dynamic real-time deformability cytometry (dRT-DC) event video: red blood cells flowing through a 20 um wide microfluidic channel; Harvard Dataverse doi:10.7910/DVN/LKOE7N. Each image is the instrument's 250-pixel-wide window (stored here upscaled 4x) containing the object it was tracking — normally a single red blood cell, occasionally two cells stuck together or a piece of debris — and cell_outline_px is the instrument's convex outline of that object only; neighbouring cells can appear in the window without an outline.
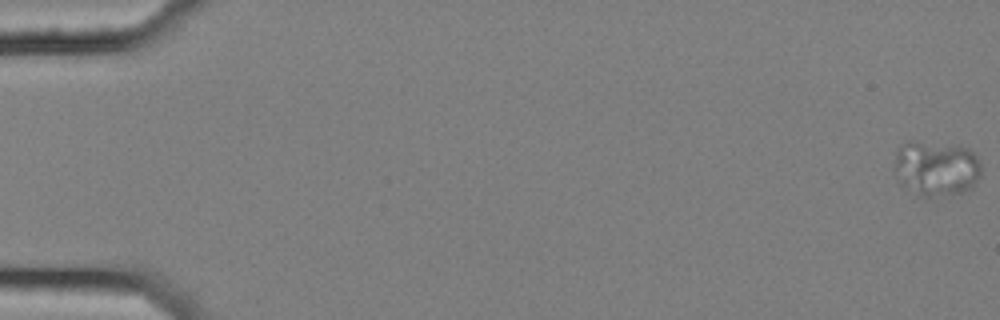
{"species": "common noctule bat (a hibernating species)", "species_latin": "Nyctalus noctula", "temperature_condition": "cold", "stored_images_in_passage": 58, "camera_frame_rate_fps": 3000, "um_per_image_px": 0.085, "animal": {"sex": "female", "body_mass_g": 25.1}, "frame": {"image": 1, "passage_image": 1, "time_ms": 0.0, "image_size_px": [1000, 320], "cell_outline_px": [[980, 176], [968, 188], [960, 192], [932, 196], [916, 196], [900, 184], [892, 168], [896, 148], [900, 144], [908, 140], [968, 148], [976, 156], [980, 164]], "centroid_in_image_um": [79.46, 14.29], "position_along_channel_um": 5.5, "area_um2": 27.98}}
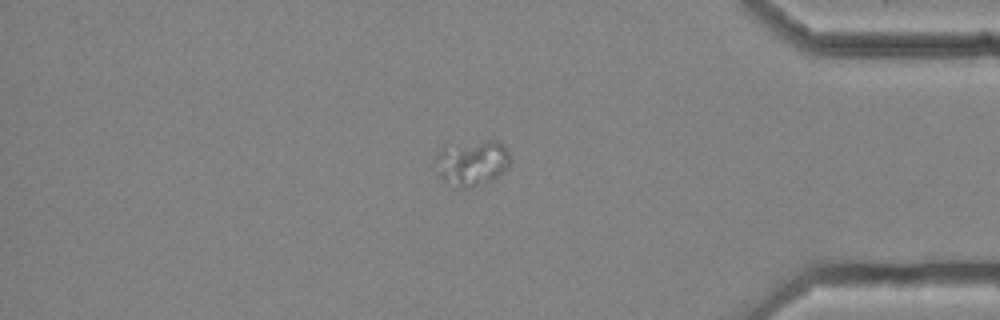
{"frame": {"image": 2, "passage_image": 50, "time_ms": 16.333, "image_size_px": [1000, 320], "cell_outline_px": [[512, 160], [508, 168], [504, 172], [492, 180], [468, 188], [464, 188], [444, 180], [440, 176], [436, 160], [440, 148], [488, 140], [496, 140], [508, 152]], "centroid_in_image_um": [40.19, 13.85], "position_along_channel_um": 395.0, "area_um2": 19.19}}
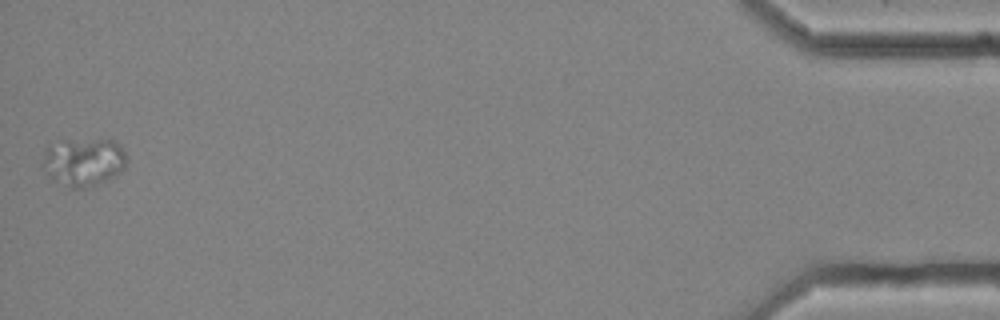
{"frame": {"image": 3, "passage_image": 58, "time_ms": 19.0, "image_size_px": [1000, 320], "cell_outline_px": [[128, 160], [124, 168], [112, 176], [104, 180], [84, 188], [68, 188], [48, 176], [44, 172], [40, 164], [44, 148], [48, 144], [60, 140], [116, 140], [120, 144], [128, 156]], "centroid_in_image_um": [7.04, 13.73], "position_along_channel_um": 428.2, "area_um2": 23.99}}